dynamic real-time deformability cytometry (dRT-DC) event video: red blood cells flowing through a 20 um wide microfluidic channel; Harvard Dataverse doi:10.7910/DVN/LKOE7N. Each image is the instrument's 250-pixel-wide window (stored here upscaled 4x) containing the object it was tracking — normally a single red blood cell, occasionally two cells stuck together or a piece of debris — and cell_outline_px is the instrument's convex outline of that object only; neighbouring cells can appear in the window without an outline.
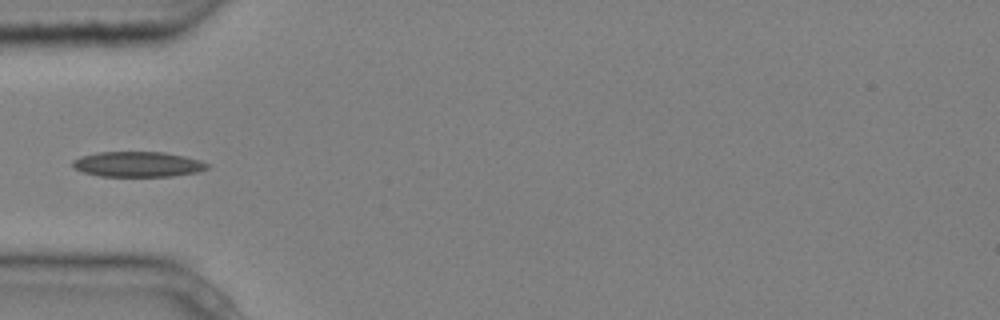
{"species": "common noctule bat (a hibernating species)", "species_latin": "Nyctalus noctula", "temperature_condition": "cold", "stored_images_in_passage": 6, "camera_frame_rate_fps": 3000, "um_per_image_px": 0.085, "animal": {"sex": "male", "body_mass_g": 20.4}, "frame": {"image": 1, "passage_image": 4, "time_ms": 1.0, "image_size_px": [1000, 320], "cell_outline_px": [[208, 168], [196, 172], [172, 176], [100, 176], [84, 172], [72, 168], [72, 160], [80, 156], [100, 152], [164, 152], [184, 156], [200, 160], [208, 164]], "centroid_in_image_um": [11.68, 13.96], "position_along_channel_um": 73.3, "area_um2": 19.77}}
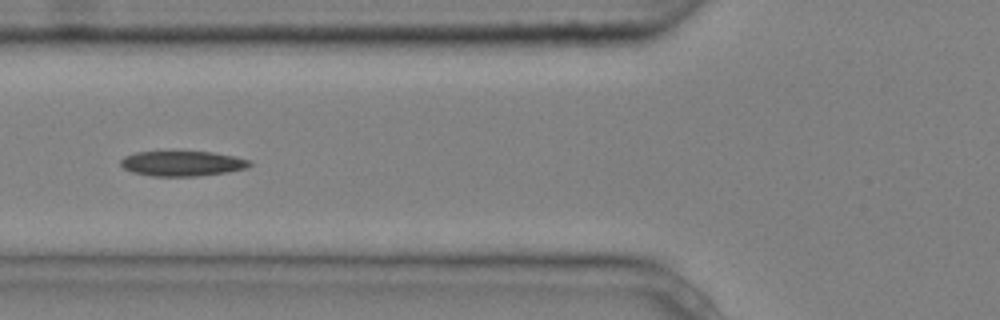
{"frame": {"image": 2, "passage_image": 5, "time_ms": 1.333, "image_size_px": [1000, 320], "cell_outline_px": [[252, 164], [248, 168], [228, 172], [196, 176], [152, 176], [132, 172], [124, 168], [120, 164], [120, 160], [124, 156], [136, 152], [212, 152], [236, 156], [252, 160]], "centroid_in_image_um": [15.54, 13.9], "position_along_channel_um": 110.3, "area_um2": 18.96}}